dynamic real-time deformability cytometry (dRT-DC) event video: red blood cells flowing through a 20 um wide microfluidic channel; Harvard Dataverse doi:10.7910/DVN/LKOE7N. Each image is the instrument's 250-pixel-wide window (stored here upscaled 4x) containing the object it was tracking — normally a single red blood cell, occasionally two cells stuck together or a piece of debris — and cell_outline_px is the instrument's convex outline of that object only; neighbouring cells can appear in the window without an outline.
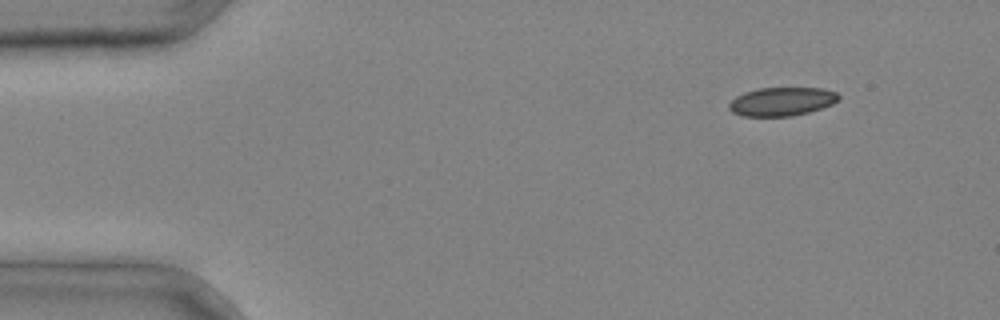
{"species": "common noctule bat (a hibernating species)", "species_latin": "Nyctalus noctula", "temperature_condition": "cold", "stored_images_in_passage": 3, "segment_of_instrument_passage": [2, 2], "camera_frame_rate_fps": 3000, "um_per_image_px": 0.085, "animal": {"sex": "male", "body_mass_g": 20.4}, "frame": {"image": 1, "passage_image": 3, "time_ms": 0.667, "image_size_px": [1000, 320], "cell_outline_px": [[840, 96], [832, 104], [808, 112], [792, 116], [744, 116], [732, 112], [728, 108], [728, 104], [736, 96], [744, 92], [756, 88], [824, 88], [836, 92]], "centroid_in_image_um": [66.42, 8.62], "position_along_channel_um": 18.6, "area_um2": 18.21}}